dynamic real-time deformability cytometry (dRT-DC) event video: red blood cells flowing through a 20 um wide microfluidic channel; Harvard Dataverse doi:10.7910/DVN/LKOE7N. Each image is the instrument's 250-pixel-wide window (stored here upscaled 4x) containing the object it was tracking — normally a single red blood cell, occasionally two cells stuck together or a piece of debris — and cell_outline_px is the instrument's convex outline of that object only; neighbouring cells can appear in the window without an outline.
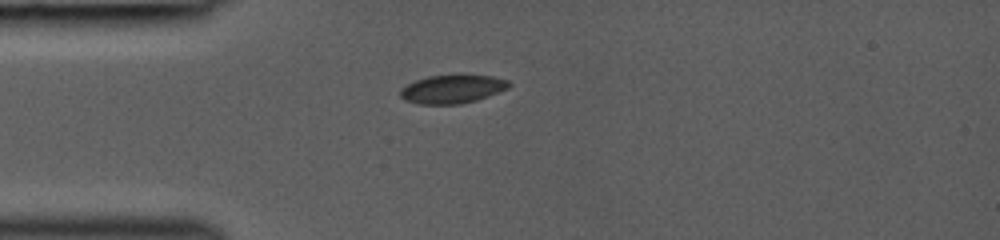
{"species": "common noctule bat (a hibernating species)", "species_latin": "Nyctalus noctula", "temperature_condition": "room temperature", "stored_images_in_passage": 18, "camera_frame_rate_fps": 3000, "um_per_image_px": 0.085, "animal": {"sex": "female", "body_mass_g": 19.0, "forearm_length_mm": 53.3}, "frame": {"image": 1, "passage_image": 1, "time_ms": 0.0, "image_size_px": [1000, 240], "cell_outline_px": [[512, 84], [508, 88], [488, 96], [476, 100], [460, 104], [420, 104], [404, 100], [400, 96], [400, 88], [416, 80], [428, 76], [492, 76], [508, 80]], "centroid_in_image_um": [38.43, 7.59], "position_along_channel_um": 46.6, "area_um2": 17.74}}
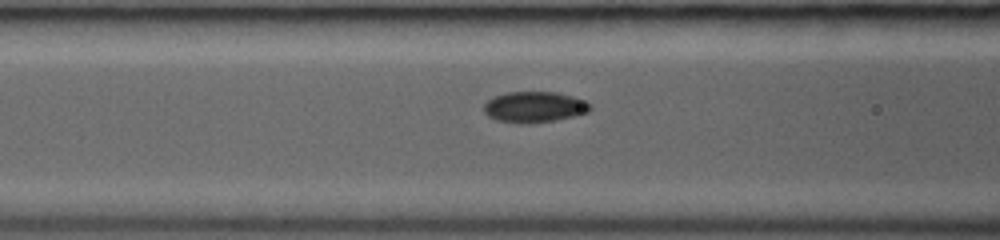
{"frame": {"image": 2, "passage_image": 6, "time_ms": 2.0, "image_size_px": [1000, 240], "cell_outline_px": [[592, 108], [588, 112], [576, 116], [556, 120], [520, 124], [496, 120], [488, 116], [484, 112], [484, 104], [492, 96], [508, 92], [556, 92], [572, 96], [584, 100], [592, 104]], "centroid_in_image_um": [45.43, 9.09], "position_along_channel_um": 121.2, "area_um2": 19.31}}
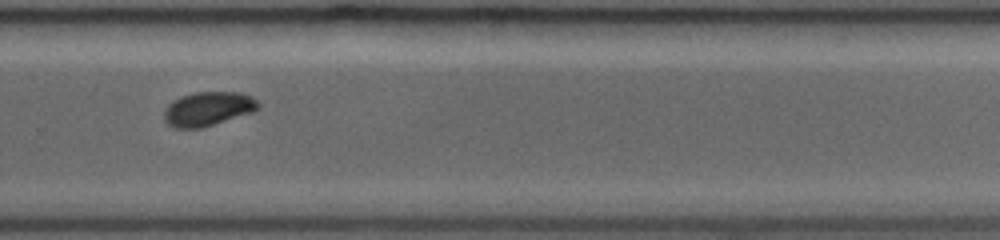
{"frame": {"image": 3, "passage_image": 16, "time_ms": 6.333, "image_size_px": [1000, 240], "cell_outline_px": [[260, 108], [252, 112], [200, 128], [176, 128], [168, 124], [164, 120], [164, 112], [168, 104], [180, 96], [196, 92], [240, 92], [252, 96], [260, 104]], "centroid_in_image_um": [17.68, 9.24], "position_along_channel_um": 312.1, "area_um2": 18.61}}